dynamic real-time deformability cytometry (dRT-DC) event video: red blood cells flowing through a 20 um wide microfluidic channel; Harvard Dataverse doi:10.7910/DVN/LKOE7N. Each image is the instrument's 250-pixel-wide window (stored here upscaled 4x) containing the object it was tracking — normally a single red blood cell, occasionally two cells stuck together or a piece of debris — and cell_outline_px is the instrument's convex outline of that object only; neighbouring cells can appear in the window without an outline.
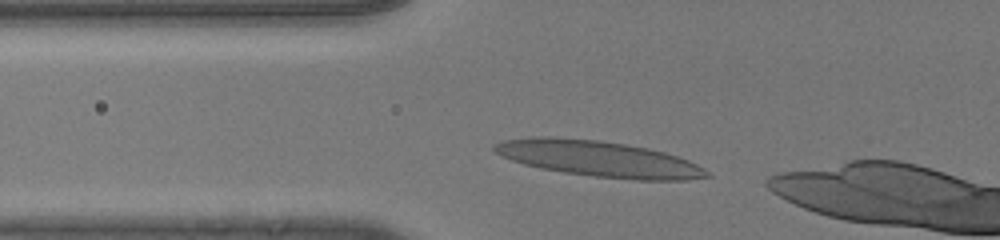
{"species": "human", "species_latin": "Homo sapiens", "temperature_condition": "room temperature", "stored_images_in_passage": 5, "camera_frame_rate_fps": 3000, "um_per_image_px": 0.085, "donor": {"sex": "male"}, "frame": {"image": 1, "passage_image": 2, "time_ms": 0.333, "image_size_px": [1000, 240], "cell_outline_px": [[712, 176], [684, 180], [636, 180], [592, 176], [564, 172], [540, 168], [524, 164], [512, 160], [496, 152], [492, 148], [496, 144], [504, 140], [536, 136], [544, 136], [596, 140], [624, 144], [648, 148], [664, 152], [688, 160], [704, 168]], "centroid_in_image_um": [50.91, 13.5], "position_along_channel_um": 74.9, "area_um2": 43.93}}